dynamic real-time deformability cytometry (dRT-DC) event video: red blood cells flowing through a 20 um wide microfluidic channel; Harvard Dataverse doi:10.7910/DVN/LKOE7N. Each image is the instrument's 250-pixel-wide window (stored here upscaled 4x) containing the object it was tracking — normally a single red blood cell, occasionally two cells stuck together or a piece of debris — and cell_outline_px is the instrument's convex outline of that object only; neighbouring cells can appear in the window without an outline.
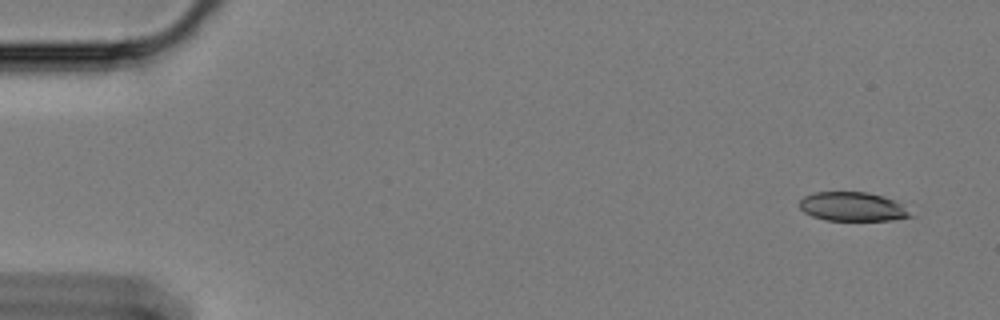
{"species": "Egyptian fruit bat (a non-hibernating species)", "species_latin": "Rousettus aegyptiacus", "temperature_condition": "cold", "stored_images_in_passage": 58, "segment_of_instrument_passage": [1, 2], "camera_frame_rate_fps": 3000, "um_per_image_px": 0.085, "animal": {"sex": "female"}, "frame": {"image": 1, "passage_image": 1, "time_ms": 0.0, "image_size_px": [1000, 320], "cell_outline_px": [[912, 216], [892, 220], [824, 220], [812, 216], [804, 212], [800, 208], [800, 200], [804, 196], [812, 192], [864, 192], [884, 196], [912, 208]], "centroid_in_image_um": [72.51, 17.56], "position_along_channel_um": 12.5, "area_um2": 18.96}}
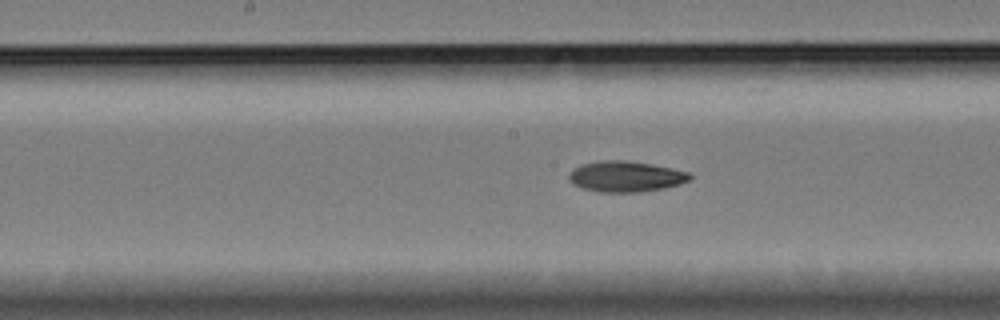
{"frame": {"image": 2, "passage_image": 28, "time_ms": 9.0, "image_size_px": [1000, 320], "cell_outline_px": [[692, 176], [688, 180], [680, 184], [664, 188], [640, 192], [600, 192], [580, 188], [568, 180], [568, 176], [572, 168], [584, 164], [600, 160], [624, 160], [652, 164], [672, 168], [688, 172]], "centroid_in_image_um": [53.15, 15.0], "position_along_channel_um": 195.0, "area_um2": 21.73}}
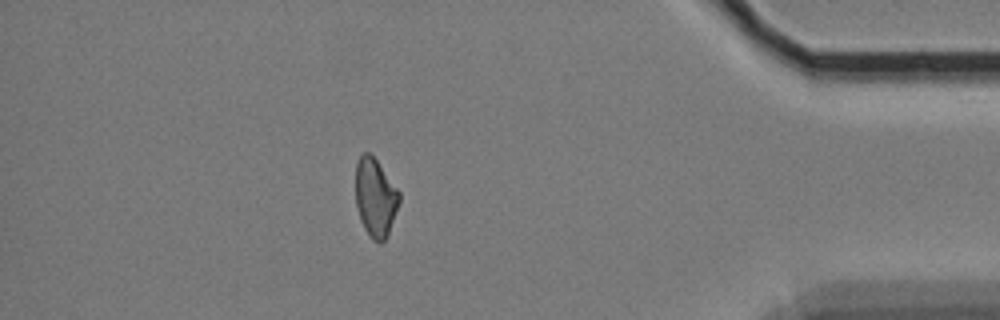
{"frame": {"image": 3, "passage_image": 50, "time_ms": 16.333, "image_size_px": [1000, 320], "cell_outline_px": [[400, 200], [388, 236], [380, 244], [372, 240], [368, 236], [360, 220], [356, 204], [356, 164], [360, 156], [364, 152], [368, 152], [376, 160], [400, 192]], "centroid_in_image_um": [31.9, 16.84], "position_along_channel_um": 403.3, "area_um2": 19.94}}